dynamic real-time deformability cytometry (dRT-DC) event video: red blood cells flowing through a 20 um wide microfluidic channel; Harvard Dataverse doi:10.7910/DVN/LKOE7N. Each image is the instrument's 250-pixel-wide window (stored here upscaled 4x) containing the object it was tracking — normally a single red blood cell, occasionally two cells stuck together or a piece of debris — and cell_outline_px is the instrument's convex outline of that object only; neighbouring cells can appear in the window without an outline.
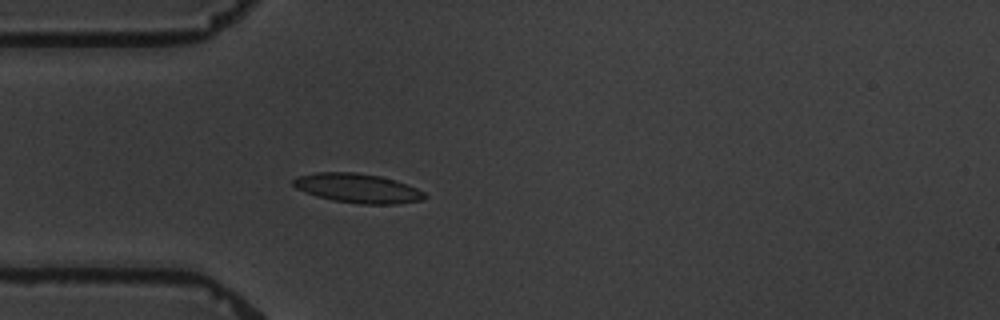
{"species": "common noctule bat (a hibernating species)", "species_latin": "Nyctalus noctula", "temperature_condition": "warm", "stored_images_in_passage": 1, "camera_frame_rate_fps": 3000, "um_per_image_px": 0.085, "animal": {"sex": "male", "body_mass_g": 19.5, "forearm_length_mm": 54.6}, "frame": {"image": 1, "passage_image": 1, "time_ms": 0.0, "image_size_px": [1000, 320], "cell_outline_px": [[428, 196], [424, 200], [396, 204], [360, 204], [332, 200], [316, 196], [304, 192], [296, 188], [292, 184], [292, 180], [300, 176], [316, 172], [356, 172], [380, 176], [416, 188], [424, 192]], "centroid_in_image_um": [30.39, 16.01], "position_along_channel_um": 54.6, "area_um2": 22.37}}